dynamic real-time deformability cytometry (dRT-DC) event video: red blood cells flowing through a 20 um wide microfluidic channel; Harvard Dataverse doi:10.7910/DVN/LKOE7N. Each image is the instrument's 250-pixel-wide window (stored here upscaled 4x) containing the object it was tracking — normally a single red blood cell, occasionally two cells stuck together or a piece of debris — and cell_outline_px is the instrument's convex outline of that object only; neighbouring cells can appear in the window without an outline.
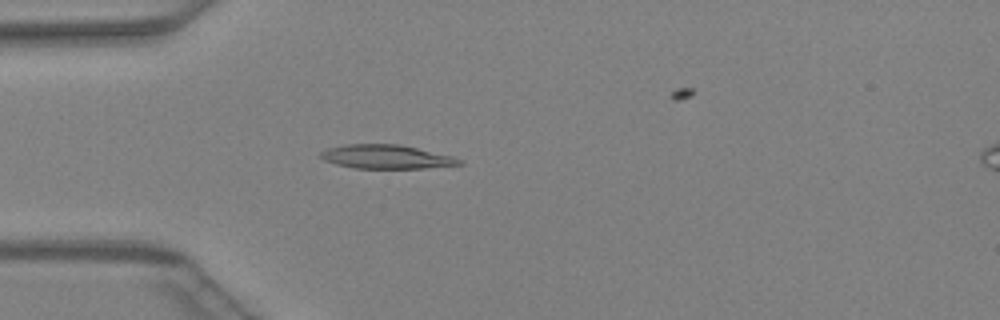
{"species": "Egyptian fruit bat (a non-hibernating species)", "species_latin": "Rousettus aegyptiacus", "temperature_condition": "warm", "stored_images_in_passage": 41, "camera_frame_rate_fps": 3000, "um_per_image_px": 0.085, "animal": {"sex": "female"}, "frame": {"image": 1, "passage_image": 14, "time_ms": 4.333, "image_size_px": [1000, 320], "cell_outline_px": [[464, 164], [424, 168], [356, 168], [336, 164], [324, 160], [320, 156], [320, 152], [328, 148], [344, 144], [400, 144], [452, 156], [460, 160]], "centroid_in_image_um": [32.81, 13.32], "position_along_channel_um": 52.2, "area_um2": 19.13}}
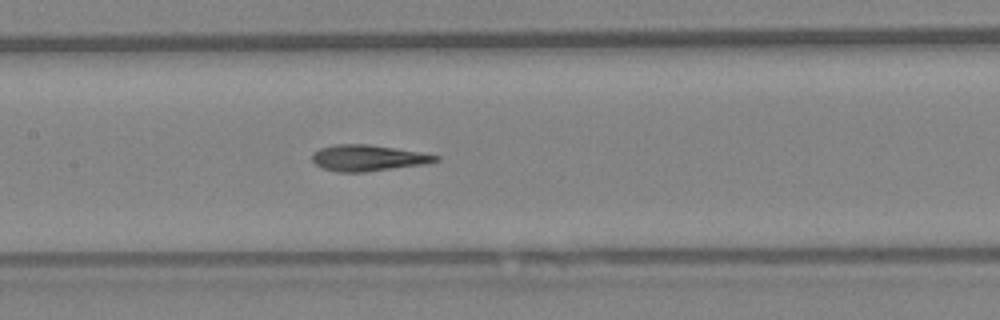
{"frame": {"image": 2, "passage_image": 23, "time_ms": 7.333, "image_size_px": [1000, 320], "cell_outline_px": [[440, 160], [424, 164], [364, 172], [336, 172], [324, 168], [316, 164], [312, 160], [312, 152], [320, 148], [336, 144], [368, 144], [396, 148], [440, 156]], "centroid_in_image_um": [31.25, 13.42], "position_along_channel_um": 176.1, "area_um2": 18.67}}
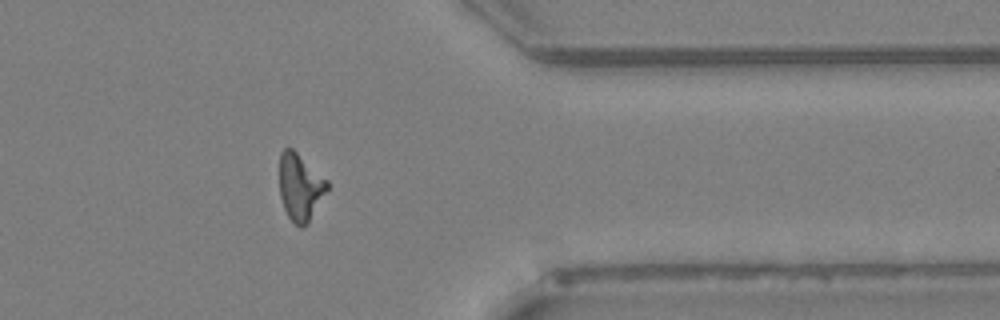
{"frame": {"image": 3, "passage_image": 38, "time_ms": 12.333, "image_size_px": [1000, 320], "cell_outline_px": [[328, 188], [308, 224], [300, 228], [288, 216], [284, 208], [280, 196], [280, 152], [284, 148], [292, 148], [328, 180]], "centroid_in_image_um": [25.52, 15.9], "position_along_channel_um": 385.9, "area_um2": 18.5}}